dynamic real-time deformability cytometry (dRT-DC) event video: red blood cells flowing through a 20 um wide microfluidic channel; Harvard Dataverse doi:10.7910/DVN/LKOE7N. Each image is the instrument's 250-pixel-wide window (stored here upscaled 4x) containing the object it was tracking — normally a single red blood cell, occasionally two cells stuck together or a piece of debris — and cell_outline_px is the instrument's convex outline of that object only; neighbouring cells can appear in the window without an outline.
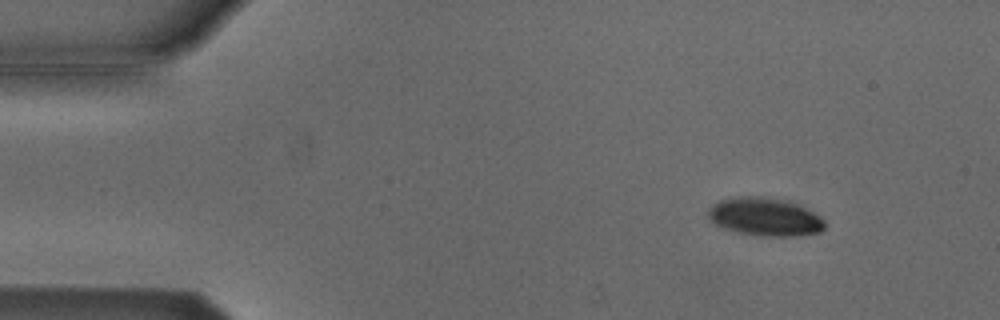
{"species": "Egyptian fruit bat (a non-hibernating species)", "species_latin": "Rousettus aegyptiacus", "temperature_condition": "cold", "stored_images_in_passage": 8, "camera_frame_rate_fps": 3000, "um_per_image_px": 0.085, "animal": {"sex": "male"}, "frame": {"image": 1, "passage_image": 1, "time_ms": 0.0, "image_size_px": [1000, 320], "cell_outline_px": [[824, 228], [820, 232], [796, 236], [764, 236], [740, 232], [724, 228], [716, 224], [708, 216], [708, 208], [712, 204], [720, 200], [736, 196], [772, 196], [788, 200], [820, 216], [824, 220]], "centroid_in_image_um": [65.01, 18.4], "position_along_channel_um": 20.0, "area_um2": 25.95}}
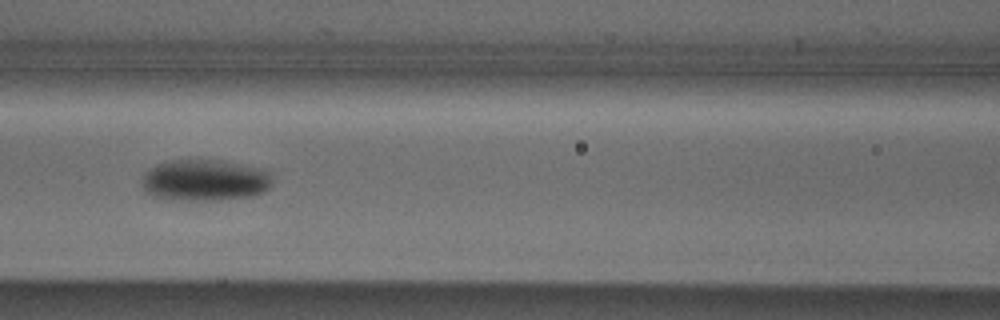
{"frame": {"image": 2, "passage_image": 6, "time_ms": 1.667, "image_size_px": [1000, 320], "cell_outline_px": [[272, 184], [264, 192], [252, 196], [220, 200], [172, 200], [152, 196], [144, 192], [140, 184], [140, 180], [144, 172], [156, 164], [168, 160], [224, 160], [260, 168], [268, 172], [272, 176]], "centroid_in_image_um": [17.36, 15.32], "position_along_channel_um": 149.2, "area_um2": 32.14}}
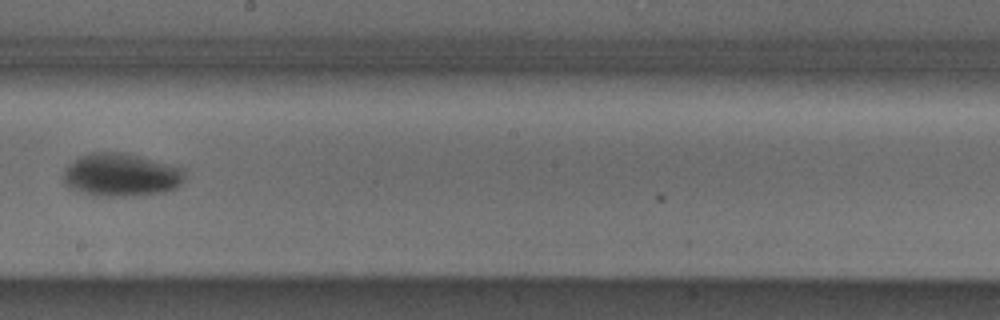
{"frame": {"image": 3, "passage_image": 8, "time_ms": 2.333, "image_size_px": [1000, 320], "cell_outline_px": [[184, 180], [176, 188], [164, 192], [132, 196], [92, 196], [72, 188], [64, 184], [64, 168], [68, 164], [80, 156], [92, 152], [120, 152], [140, 156], [180, 168], [184, 176]], "centroid_in_image_um": [10.25, 14.88], "position_along_channel_um": 238.0, "area_um2": 30.29}}